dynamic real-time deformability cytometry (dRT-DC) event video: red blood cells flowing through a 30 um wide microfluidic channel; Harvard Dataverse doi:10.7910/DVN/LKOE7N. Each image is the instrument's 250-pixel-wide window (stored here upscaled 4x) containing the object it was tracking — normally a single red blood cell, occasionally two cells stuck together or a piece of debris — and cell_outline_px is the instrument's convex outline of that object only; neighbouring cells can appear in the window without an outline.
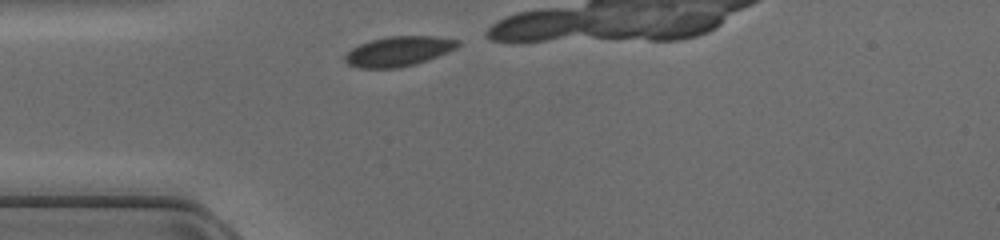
{"species": "common noctule bat (a hibernating species)", "species_latin": "Nyctalus noctula", "temperature_condition": "cold", "stored_images_in_passage": 6, "camera_frame_rate_fps": 3000, "um_per_image_px": 0.085, "animal": {"sex": "female", "body_mass_g": 17.0, "forearm_length_mm": 48.0}, "frame": {"image": 1, "passage_image": 1, "time_ms": 0.0, "image_size_px": [1000, 240], "cell_outline_px": [[460, 44], [456, 48], [448, 52], [428, 60], [416, 64], [396, 68], [360, 68], [348, 64], [344, 60], [344, 56], [352, 48], [360, 44], [372, 40], [388, 36], [436, 36], [460, 40]], "centroid_in_image_um": [33.9, 4.36], "position_along_channel_um": 51.1, "area_um2": 19.65}}